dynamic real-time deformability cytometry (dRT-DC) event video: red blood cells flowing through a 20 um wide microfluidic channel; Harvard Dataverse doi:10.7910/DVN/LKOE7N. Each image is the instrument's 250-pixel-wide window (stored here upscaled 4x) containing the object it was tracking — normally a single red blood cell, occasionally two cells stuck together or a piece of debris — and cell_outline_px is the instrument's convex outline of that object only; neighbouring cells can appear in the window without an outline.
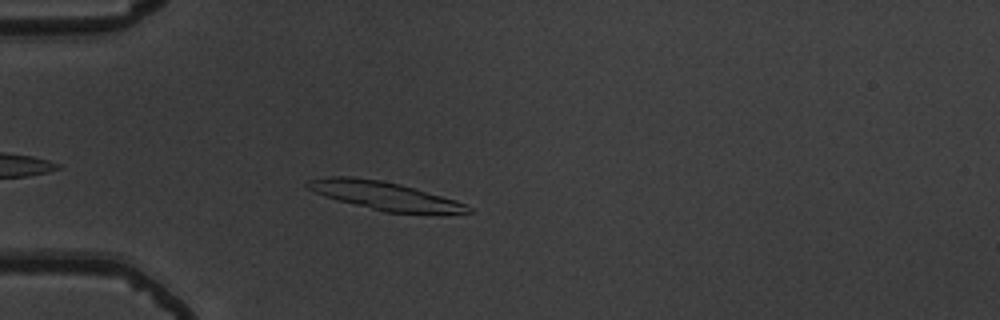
{"species": "common noctule bat (a hibernating species)", "species_latin": "Nyctalus noctula", "temperature_condition": "warm", "stored_images_in_passage": 36, "camera_frame_rate_fps": 3000, "um_per_image_px": 0.085, "animal": {"sex": "male", "body_mass_g": 19.5, "forearm_length_mm": 54.6}, "frame": {"image": 1, "passage_image": 6, "time_ms": 1.667, "image_size_px": [1000, 320], "cell_outline_px": [[472, 212], [444, 216], [440, 216], [384, 212], [336, 200], [324, 196], [308, 188], [304, 184], [308, 180], [332, 176], [352, 176], [380, 180], [400, 184], [456, 200], [472, 208]], "centroid_in_image_um": [32.8, 16.69], "position_along_channel_um": 52.2, "area_um2": 27.17}}
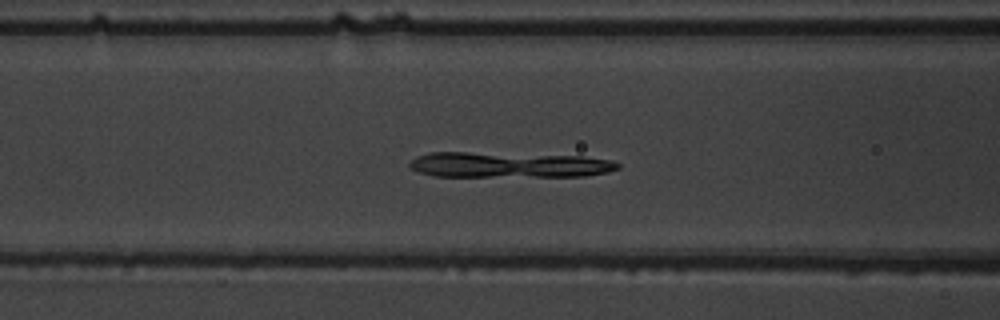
{"frame": {"image": 2, "passage_image": 13, "time_ms": 4.0, "image_size_px": [1000, 320], "cell_outline_px": [[620, 168], [608, 172], [584, 176], [436, 176], [420, 172], [412, 168], [408, 164], [416, 156], [428, 152], [468, 152], [584, 156], [612, 160], [620, 164]], "centroid_in_image_um": [43.28, 14.0], "position_along_channel_um": 123.3, "area_um2": 30.92}}
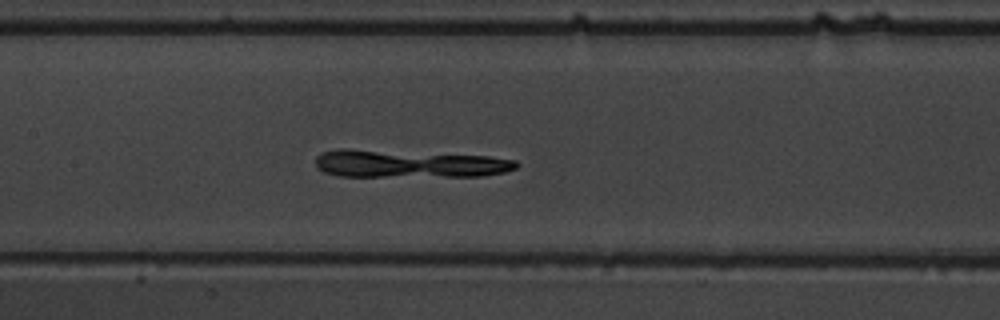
{"frame": {"image": 3, "passage_image": 17, "time_ms": 5.333, "image_size_px": [1000, 320], "cell_outline_px": [[520, 164], [516, 168], [504, 172], [480, 176], [340, 176], [324, 172], [316, 168], [316, 156], [320, 152], [336, 148], [344, 148], [488, 156], [516, 160]], "centroid_in_image_um": [34.71, 13.91], "position_along_channel_um": 172.7, "area_um2": 32.54}}